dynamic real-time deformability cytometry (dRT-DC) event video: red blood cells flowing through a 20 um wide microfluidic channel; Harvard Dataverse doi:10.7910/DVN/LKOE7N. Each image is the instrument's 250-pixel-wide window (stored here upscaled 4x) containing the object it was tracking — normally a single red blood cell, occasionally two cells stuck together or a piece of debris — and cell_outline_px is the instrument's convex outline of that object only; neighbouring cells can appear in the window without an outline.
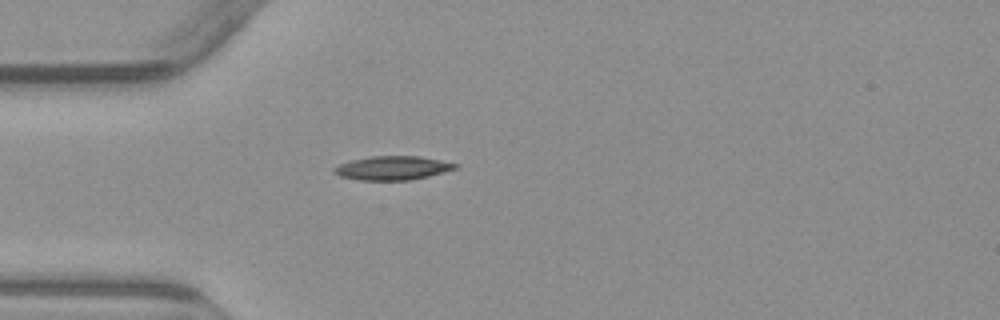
{"species": "common noctule bat (a hibernating species)", "species_latin": "Nyctalus noctula", "temperature_condition": "warm", "stored_images_in_passage": 1, "camera_frame_rate_fps": 3000, "um_per_image_px": 0.085, "animal": {"sex": "male", "body_mass_g": 23.1, "forearm_length_mm": 52.7}, "frame": {"image": 1, "passage_image": 1, "time_ms": 0.0, "image_size_px": [1000, 320], "cell_outline_px": [[460, 164], [456, 168], [444, 172], [412, 180], [360, 180], [340, 176], [332, 172], [332, 168], [340, 164], [352, 160], [372, 156], [420, 156]], "centroid_in_image_um": [33.37, 14.28], "position_along_channel_um": 51.6, "area_um2": 16.82}}